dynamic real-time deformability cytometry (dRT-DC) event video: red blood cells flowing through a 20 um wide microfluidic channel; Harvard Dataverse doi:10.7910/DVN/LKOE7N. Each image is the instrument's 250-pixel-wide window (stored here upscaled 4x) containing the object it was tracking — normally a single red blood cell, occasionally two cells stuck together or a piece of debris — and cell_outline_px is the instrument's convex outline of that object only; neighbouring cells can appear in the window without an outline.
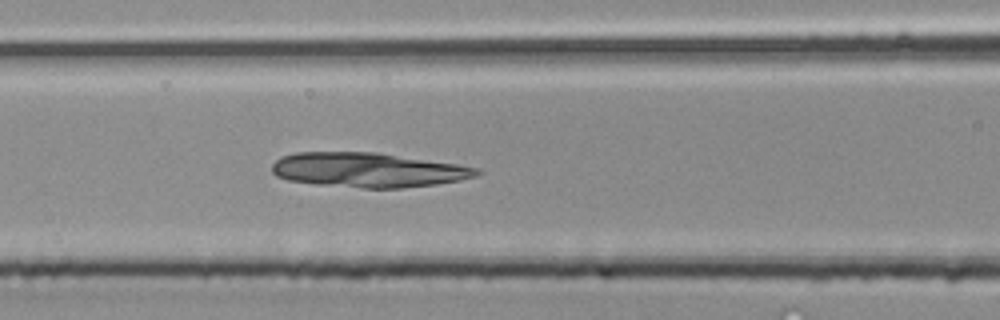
{"species": "common noctule bat (a hibernating species)", "species_latin": "Nyctalus noctula", "temperature_condition": "room temperature", "stored_images_in_passage": 41, "camera_frame_rate_fps": 3000, "um_per_image_px": 0.085, "animal": {"sex": "male", "body_mass_g": 20.4}, "frame": {"image": 1, "passage_image": 17, "time_ms": 5.333, "image_size_px": [1000, 320], "cell_outline_px": [[484, 172], [476, 176], [460, 180], [436, 184], [404, 188], [364, 188], [316, 184], [288, 180], [276, 176], [272, 172], [272, 164], [280, 156], [296, 152], [376, 152], [456, 164], [480, 168]], "centroid_in_image_um": [31.28, 14.45], "position_along_channel_um": 135.3, "area_um2": 41.38}}
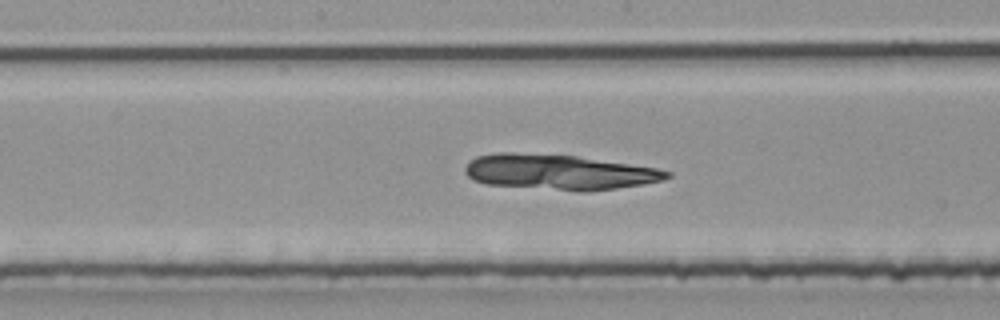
{"frame": {"image": 2, "passage_image": 21, "time_ms": 6.667, "image_size_px": [1000, 320], "cell_outline_px": [[672, 176], [664, 180], [616, 188], [588, 192], [576, 192], [488, 184], [476, 180], [468, 176], [464, 172], [464, 168], [468, 160], [476, 156], [496, 152], [512, 152], [576, 156], [656, 168], [672, 172]], "centroid_in_image_um": [47.48, 14.63], "position_along_channel_um": 200.7, "area_um2": 41.62}}
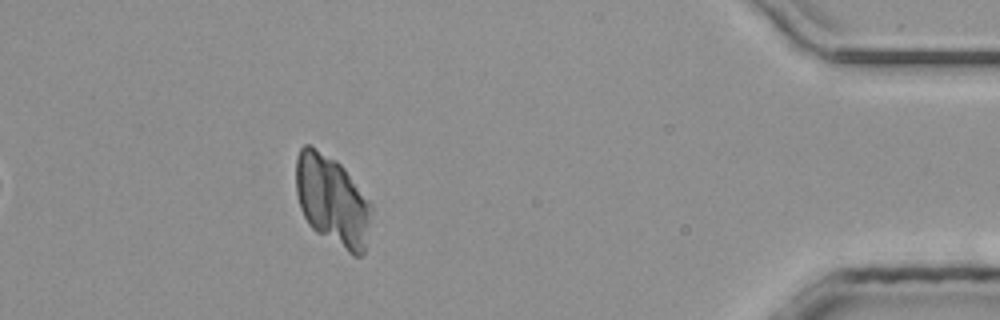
{"frame": {"image": 3, "passage_image": 37, "time_ms": 12.0, "image_size_px": [1000, 320], "cell_outline_px": [[372, 212], [364, 252], [360, 256], [352, 256], [316, 232], [308, 224], [300, 208], [296, 192], [296, 156], [300, 148], [304, 144], [312, 144], [336, 160], [344, 168], [372, 204]], "centroid_in_image_um": [28.23, 17.04], "position_along_channel_um": 407.0, "area_um2": 40.06}}